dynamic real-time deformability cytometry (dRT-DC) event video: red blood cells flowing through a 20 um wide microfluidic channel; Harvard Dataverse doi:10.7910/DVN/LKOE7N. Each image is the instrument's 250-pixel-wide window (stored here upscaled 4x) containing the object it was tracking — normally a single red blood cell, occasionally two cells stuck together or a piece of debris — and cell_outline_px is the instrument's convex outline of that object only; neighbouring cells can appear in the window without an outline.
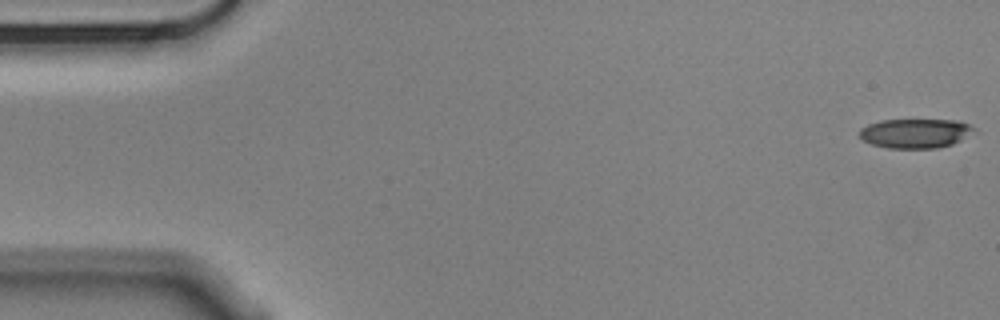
{"species": "Egyptian fruit bat (a non-hibernating species)", "species_latin": "Rousettus aegyptiacus", "temperature_condition": "cold", "stored_images_in_passage": 56, "camera_frame_rate_fps": 3000, "um_per_image_px": 0.085, "animal": {"sex": "male"}, "frame": {"image": 1, "passage_image": 1, "time_ms": 0.0, "image_size_px": [1000, 320], "cell_outline_px": [[980, 132], [952, 144], [936, 148], [888, 148], [872, 144], [864, 140], [860, 136], [860, 128], [868, 124], [880, 120], [960, 120], [976, 128]], "centroid_in_image_um": [77.89, 11.32], "position_along_channel_um": 7.1, "area_um2": 19.88}}
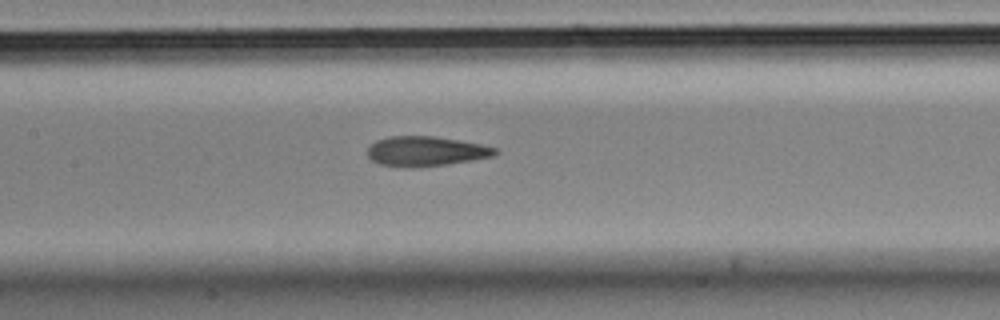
{"frame": {"image": 2, "passage_image": 26, "time_ms": 8.333, "image_size_px": [1000, 320], "cell_outline_px": [[500, 152], [492, 156], [472, 160], [448, 164], [408, 168], [404, 168], [380, 164], [372, 160], [368, 156], [368, 148], [376, 140], [388, 136], [432, 136], [460, 140], [480, 144], [496, 148]], "centroid_in_image_um": [36.18, 12.86], "position_along_channel_um": 171.2, "area_um2": 22.2}}
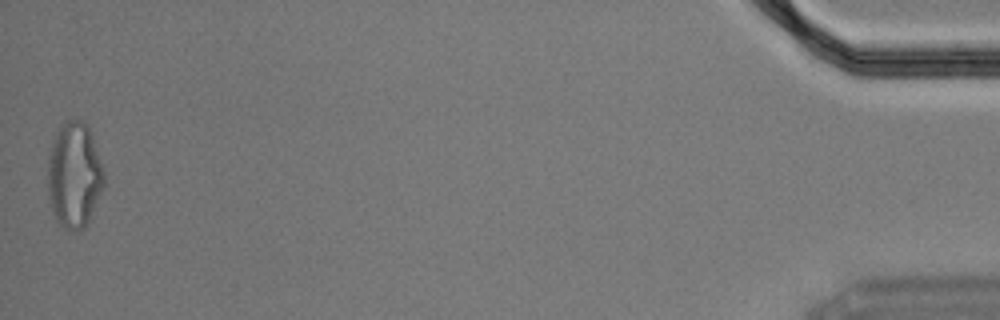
{"frame": {"image": 3, "passage_image": 56, "time_ms": 18.333, "image_size_px": [1000, 320], "cell_outline_px": [[104, 188], [88, 224], [84, 228], [72, 232], [68, 232], [56, 220], [52, 212], [48, 200], [48, 156], [52, 140], [60, 124], [64, 120], [84, 120], [92, 136], [104, 172]], "centroid_in_image_um": [6.3, 14.92], "position_along_channel_um": 428.9, "area_um2": 35.26}, "authors_computed_cell_mechanics": {"area_um2": 22.2241, "velocity_mm_per_s": 3.5411, "shape_relaxation_time_tau1_ms": null, "shape_relaxation_time_tau2_ms": 2.758, "deformation_change_tau1": null, "deformation_change_tau2": 0.1155}}